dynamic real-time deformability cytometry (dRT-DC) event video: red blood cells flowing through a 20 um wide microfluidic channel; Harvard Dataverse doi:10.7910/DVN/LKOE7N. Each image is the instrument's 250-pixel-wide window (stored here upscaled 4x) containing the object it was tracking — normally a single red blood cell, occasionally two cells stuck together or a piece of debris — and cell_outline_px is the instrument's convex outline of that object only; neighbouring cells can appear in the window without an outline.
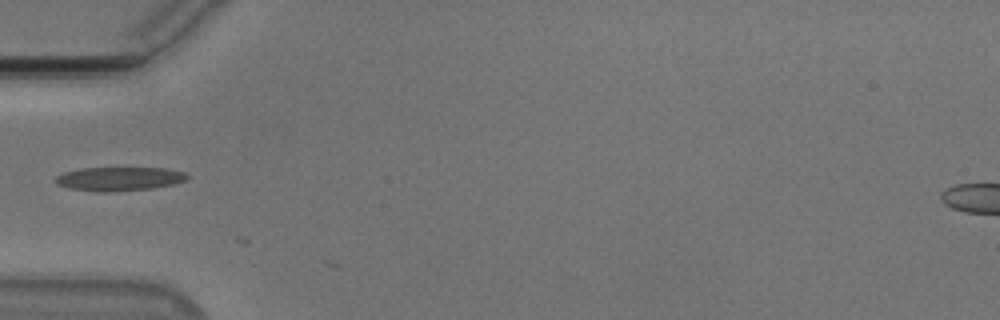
{"species": "Egyptian fruit bat (a non-hibernating species)", "species_latin": "Rousettus aegyptiacus", "temperature_condition": "cold", "stored_images_in_passage": 3, "camera_frame_rate_fps": 3000, "um_per_image_px": 0.085, "animal": {"sex": "male"}, "frame": {"image": 1, "passage_image": 2, "time_ms": 0.333, "image_size_px": [1000, 320], "cell_outline_px": [[188, 180], [172, 184], [152, 188], [108, 192], [104, 192], [68, 188], [56, 184], [56, 176], [64, 172], [80, 168], [168, 168], [184, 172], [188, 176]], "centroid_in_image_um": [10.14, 15.19], "position_along_channel_um": 74.9, "area_um2": 18.21}}